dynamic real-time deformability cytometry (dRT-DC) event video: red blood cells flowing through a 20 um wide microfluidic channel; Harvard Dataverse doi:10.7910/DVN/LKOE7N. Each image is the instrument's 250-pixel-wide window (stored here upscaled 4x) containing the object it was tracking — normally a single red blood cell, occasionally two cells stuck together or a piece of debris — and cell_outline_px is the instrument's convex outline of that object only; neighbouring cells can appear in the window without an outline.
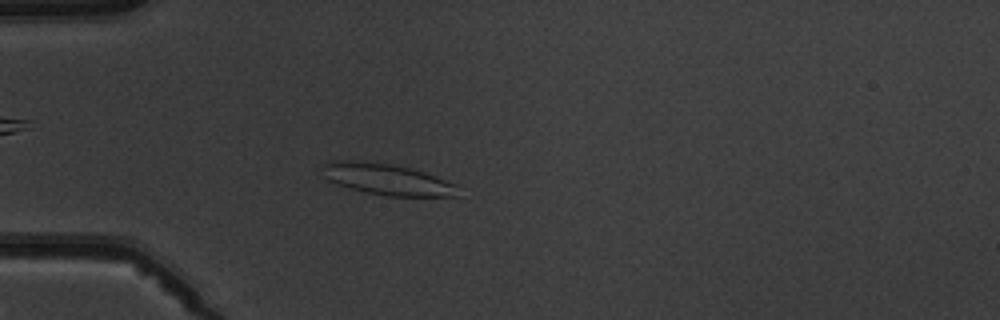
{"species": "common noctule bat (a hibernating species)", "species_latin": "Nyctalus noctula", "temperature_condition": "warm", "stored_images_in_passage": 5, "camera_frame_rate_fps": 3000, "um_per_image_px": 0.085, "animal": {"sex": "male", "body_mass_g": 19.5, "forearm_length_mm": 54.6}, "frame": {"image": 1, "passage_image": 4, "time_ms": 3.667, "image_size_px": [1000, 320], "cell_outline_px": [[460, 196], [388, 196], [368, 192], [336, 184], [328, 180], [324, 176], [324, 164], [332, 160], [360, 160], [392, 164], [412, 168], [460, 184]], "centroid_in_image_um": [32.99, 15.23], "position_along_channel_um": 52.0, "area_um2": 24.91}}